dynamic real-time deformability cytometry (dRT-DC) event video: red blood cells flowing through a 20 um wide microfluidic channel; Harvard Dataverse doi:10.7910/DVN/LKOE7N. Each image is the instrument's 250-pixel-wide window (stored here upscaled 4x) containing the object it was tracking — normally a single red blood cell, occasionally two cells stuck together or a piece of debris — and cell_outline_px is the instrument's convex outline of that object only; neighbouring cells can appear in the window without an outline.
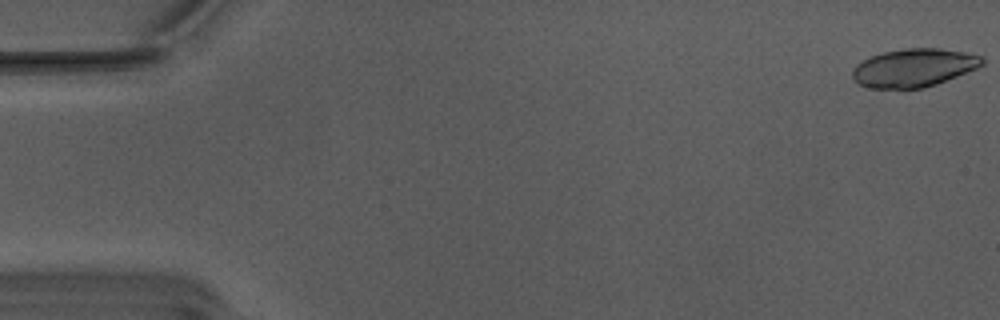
{"species": "Egyptian fruit bat (a non-hibernating species)", "species_latin": "Rousettus aegyptiacus", "temperature_condition": "warm", "stored_images_in_passage": 7, "camera_frame_rate_fps": 3000, "um_per_image_px": 0.085, "animal": {"sex": "male"}, "frame": {"image": 1, "passage_image": 1, "time_ms": 0.0, "image_size_px": [1000, 320], "cell_outline_px": [[984, 64], [976, 68], [936, 84], [924, 88], [872, 88], [860, 84], [852, 76], [852, 68], [856, 64], [872, 56], [884, 52], [904, 48], [940, 48], [964, 52], [984, 56]], "centroid_in_image_um": [77.69, 5.75], "position_along_channel_um": 7.3, "area_um2": 28.67}}